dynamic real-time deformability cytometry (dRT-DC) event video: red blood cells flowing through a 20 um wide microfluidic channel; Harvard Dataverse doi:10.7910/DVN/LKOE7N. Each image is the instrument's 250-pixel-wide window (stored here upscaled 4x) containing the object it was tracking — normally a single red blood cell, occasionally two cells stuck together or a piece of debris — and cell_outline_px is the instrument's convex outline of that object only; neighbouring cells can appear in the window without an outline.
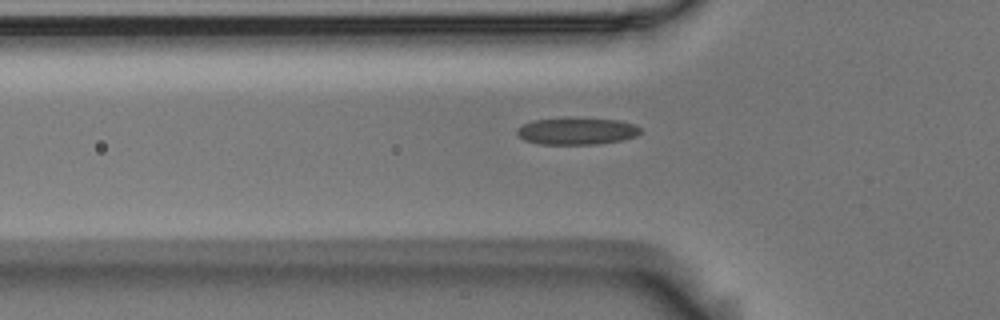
{"species": "Egyptian fruit bat (a non-hibernating species)", "species_latin": "Rousettus aegyptiacus", "temperature_condition": "room temperature", "stored_images_in_passage": 39, "camera_frame_rate_fps": 3000, "um_per_image_px": 0.085, "animal": {"sex": "male"}, "frame": {"image": 1, "passage_image": 3, "time_ms": 0.667, "image_size_px": [1000, 320], "cell_outline_px": [[640, 132], [636, 136], [624, 140], [596, 144], [540, 144], [524, 140], [516, 132], [516, 128], [532, 120], [564, 116], [572, 116], [620, 120], [636, 124], [640, 128]], "centroid_in_image_um": [49.03, 11.1], "position_along_channel_um": 76.8, "area_um2": 20.11}}
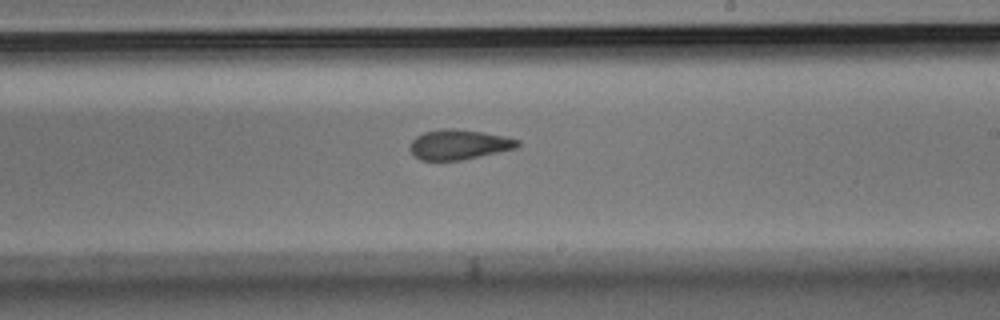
{"frame": {"image": 2, "passage_image": 17, "time_ms": 5.333, "image_size_px": [1000, 320], "cell_outline_px": [[520, 144], [516, 148], [460, 160], [420, 160], [408, 148], [412, 140], [416, 136], [424, 132], [444, 128], [452, 128], [480, 132], [504, 136], [520, 140]], "centroid_in_image_um": [38.98, 12.28], "position_along_channel_um": 250.0, "area_um2": 18.55}}
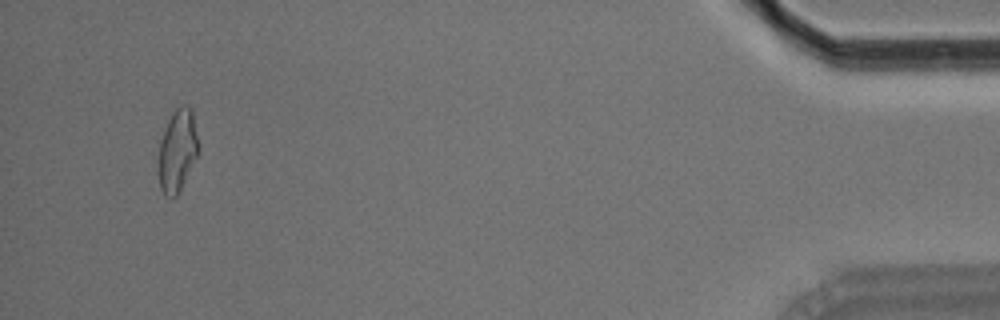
{"frame": {"image": 3, "passage_image": 37, "time_ms": 12.0, "image_size_px": [1000, 320], "cell_outline_px": [[196, 156], [176, 196], [164, 196], [160, 188], [160, 140], [164, 128], [172, 112], [180, 104], [188, 108], [192, 112], [196, 136]], "centroid_in_image_um": [15.04, 12.77], "position_along_channel_um": 420.2, "area_um2": 18.03}, "authors_computed_cell_mechanics": {"area_um2": 18.9584, "velocity_mm_per_s": 3.6897, "shape_relaxation_time_tau1_ms": null, "shape_relaxation_time_tau2_ms": 2.7385, "deformation_change_tau1": null, "deformation_change_tau2": 0.1064}}